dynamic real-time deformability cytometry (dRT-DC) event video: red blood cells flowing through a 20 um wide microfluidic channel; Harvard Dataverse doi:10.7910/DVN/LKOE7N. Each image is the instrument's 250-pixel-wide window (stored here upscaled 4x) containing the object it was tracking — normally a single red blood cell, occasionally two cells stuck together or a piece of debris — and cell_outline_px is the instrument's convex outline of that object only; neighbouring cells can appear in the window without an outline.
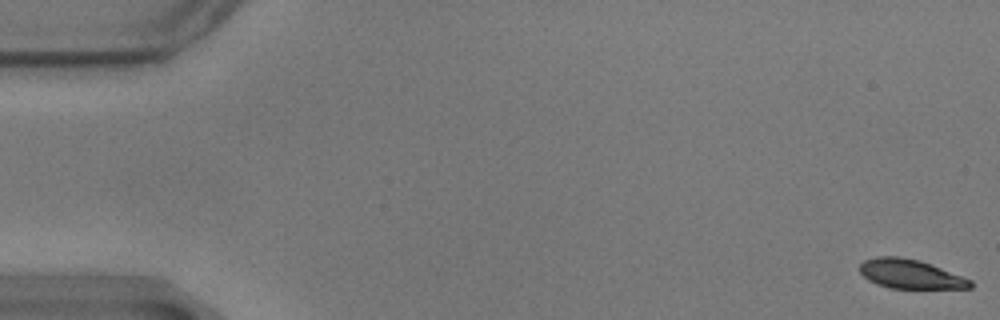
{"species": "common noctule bat (a hibernating species)", "species_latin": "Nyctalus noctula", "temperature_condition": "warm", "stored_images_in_passage": 58, "camera_frame_rate_fps": 3000, "um_per_image_px": 0.085, "animal": {"sex": "male", "body_mass_g": 17.9}, "frame": {"image": 1, "passage_image": 1, "time_ms": 0.0, "image_size_px": [1000, 320], "cell_outline_px": [[972, 288], [888, 288], [876, 284], [868, 280], [860, 272], [860, 264], [864, 260], [876, 256], [896, 256], [920, 260], [932, 264], [972, 280]], "centroid_in_image_um": [77.36, 23.29], "position_along_channel_um": 7.6, "area_um2": 18.84}}
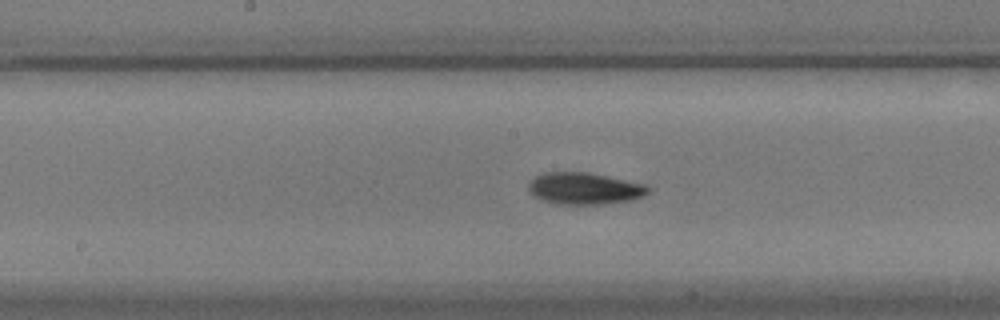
{"frame": {"image": 2, "passage_image": 30, "time_ms": 9.667, "image_size_px": [1000, 320], "cell_outline_px": [[652, 188], [644, 196], [632, 200], [604, 204], [556, 204], [540, 200], [528, 188], [528, 184], [536, 176], [544, 172], [588, 172], [648, 184]], "centroid_in_image_um": [49.73, 16.02], "position_along_channel_um": 198.5, "area_um2": 22.37}}
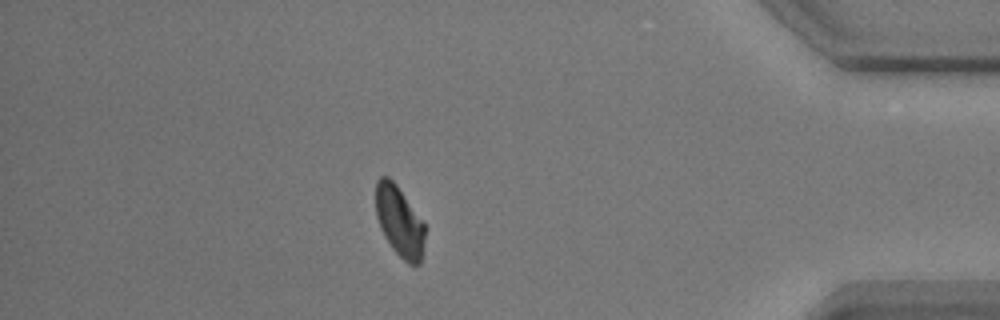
{"frame": {"image": 3, "passage_image": 51, "time_ms": 16.667, "image_size_px": [1000, 320], "cell_outline_px": [[424, 240], [420, 264], [408, 264], [392, 248], [384, 236], [380, 228], [376, 216], [376, 180], [380, 176], [388, 176], [396, 184], [424, 224]], "centroid_in_image_um": [33.92, 18.81], "position_along_channel_um": 401.3, "area_um2": 19.88}, "authors_computed_cell_mechanics": {"area_um2": 20.808, "velocity_mm_per_s": 3.4629, "shape_relaxation_time_tau1_ms": 3.3852, "shape_relaxation_time_tau2_ms": 7.4622, "deformation_change_tau1": 0.1156, "deformation_change_tau2": 0.0996}}